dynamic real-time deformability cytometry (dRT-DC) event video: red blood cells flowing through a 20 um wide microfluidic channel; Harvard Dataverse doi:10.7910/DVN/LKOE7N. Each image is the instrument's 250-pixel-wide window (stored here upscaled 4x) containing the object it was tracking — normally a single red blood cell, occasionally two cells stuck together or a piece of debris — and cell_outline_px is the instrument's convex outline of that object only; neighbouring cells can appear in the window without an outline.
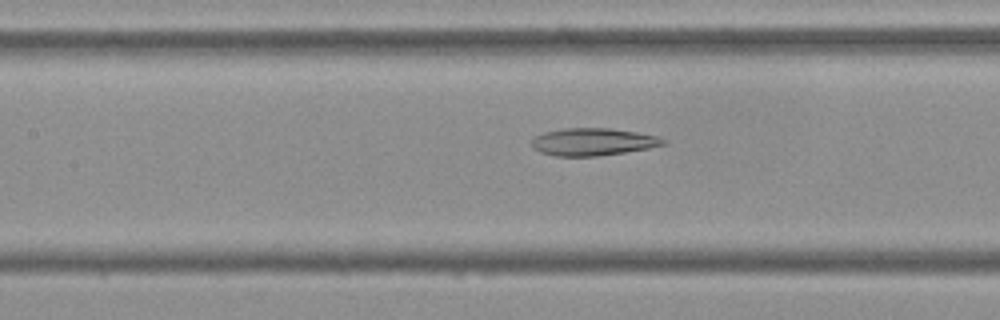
{"species": "Egyptian fruit bat (a non-hibernating species)", "species_latin": "Rousettus aegyptiacus", "temperature_condition": "cold", "stored_images_in_passage": 54, "camera_frame_rate_fps": 3000, "um_per_image_px": 0.085, "frame": {"image": 1, "passage_image": 24, "time_ms": 7.667, "image_size_px": [1000, 320], "cell_outline_px": [[668, 144], [648, 148], [624, 152], [596, 156], [556, 156], [540, 152], [532, 148], [532, 140], [536, 136], [544, 132], [564, 128], [608, 128], [636, 132], [660, 136], [668, 140]], "centroid_in_image_um": [50.44, 12.05], "position_along_channel_um": 157.0, "area_um2": 21.1}}
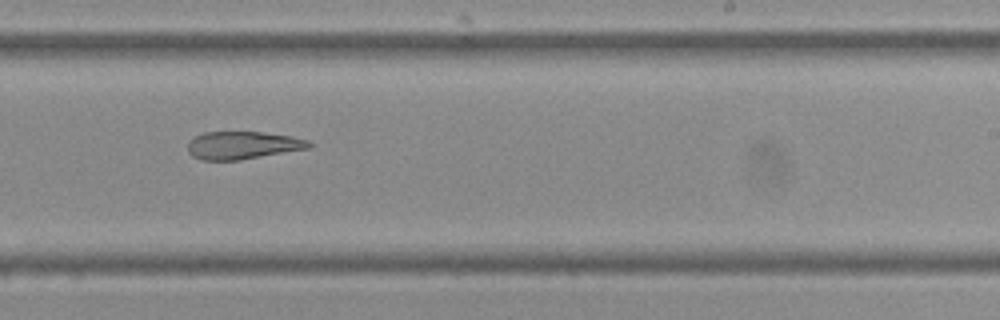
{"frame": {"image": 2, "passage_image": 33, "time_ms": 10.667, "image_size_px": [1000, 320], "cell_outline_px": [[316, 144], [312, 148], [240, 160], [200, 160], [192, 156], [188, 152], [188, 144], [196, 136], [204, 132], [260, 132], [292, 136], [308, 140]], "centroid_in_image_um": [20.7, 12.35], "position_along_channel_um": 268.3, "area_um2": 19.77}}
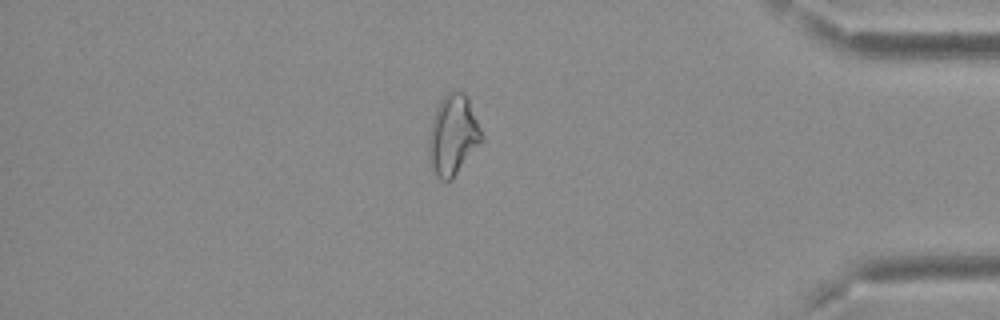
{"frame": {"image": 3, "passage_image": 46, "time_ms": 15.0, "image_size_px": [1000, 320], "cell_outline_px": [[484, 140], [452, 180], [448, 184], [440, 180], [436, 176], [428, 164], [428, 132], [436, 108], [440, 100], [448, 92], [464, 92], [468, 96], [484, 136]], "centroid_in_image_um": [38.5, 11.54], "position_along_channel_um": 396.7, "area_um2": 25.49}, "authors_computed_cell_mechanics": {"area_um2": 24.1893, "velocity_mm_per_s": 3.7221, "shape_relaxation_time_tau1_ms": null, "shape_relaxation_time_tau2_ms": 10.9295, "deformation_change_tau1": null, "deformation_change_tau2": 0.2391}}